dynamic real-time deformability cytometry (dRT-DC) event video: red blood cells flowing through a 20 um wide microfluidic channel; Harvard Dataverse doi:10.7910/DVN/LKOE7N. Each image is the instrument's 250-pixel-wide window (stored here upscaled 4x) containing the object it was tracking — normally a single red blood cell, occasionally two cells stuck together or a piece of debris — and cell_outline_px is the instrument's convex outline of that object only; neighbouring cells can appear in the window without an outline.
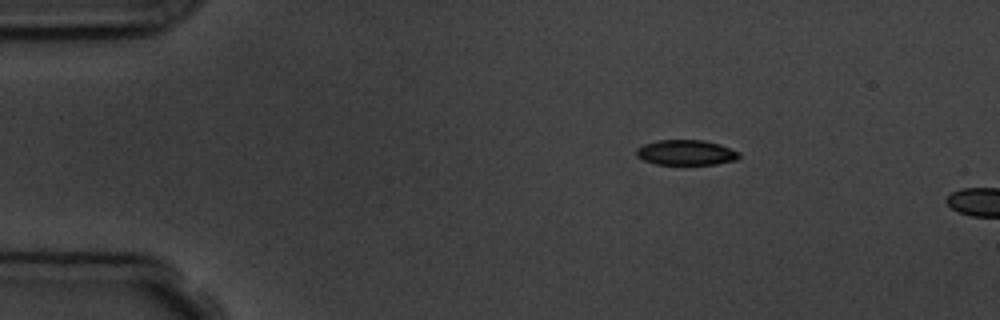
{"species": "common noctule bat (a hibernating species)", "species_latin": "Nyctalus noctula", "temperature_condition": "room temperature", "stored_images_in_passage": 2, "camera_frame_rate_fps": 3000, "um_per_image_px": 0.085, "animal": {"sex": "male", "body_mass_g": 19.5, "forearm_length_mm": 54.6}, "frame": {"image": 1, "passage_image": 1, "time_ms": 0.0, "image_size_px": [1000, 320], "cell_outline_px": [[740, 156], [736, 160], [716, 164], [656, 164], [644, 160], [636, 156], [636, 148], [644, 144], [656, 140], [704, 140], [720, 144], [740, 152]], "centroid_in_image_um": [58.31, 12.96], "position_along_channel_um": 26.7, "area_um2": 15.14}}